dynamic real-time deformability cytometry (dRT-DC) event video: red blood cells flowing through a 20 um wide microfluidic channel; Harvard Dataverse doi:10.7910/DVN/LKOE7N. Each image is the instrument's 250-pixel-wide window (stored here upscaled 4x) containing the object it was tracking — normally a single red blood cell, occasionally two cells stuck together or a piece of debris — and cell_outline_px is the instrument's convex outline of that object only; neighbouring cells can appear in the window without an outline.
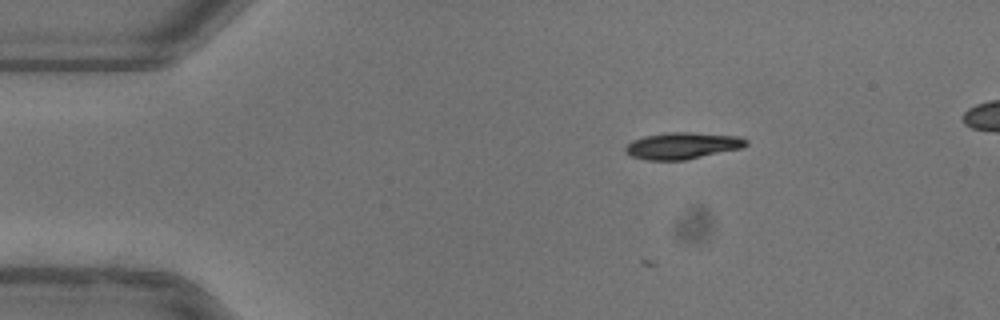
{"species": "common noctule bat (a hibernating species)", "species_latin": "Nyctalus noctula", "temperature_condition": "warm", "stored_images_in_passage": 3, "camera_frame_rate_fps": 3000, "um_per_image_px": 0.085, "animal": {"sex": "female"}, "frame": {"image": 1, "passage_image": 3, "time_ms": 0.667, "image_size_px": [1000, 320], "cell_outline_px": [[748, 144], [744, 148], [684, 160], [644, 160], [628, 156], [624, 152], [624, 148], [632, 140], [644, 136], [668, 132], [688, 132], [740, 136], [748, 140]], "centroid_in_image_um": [57.99, 12.39], "position_along_channel_um": 27.0, "area_um2": 19.02}}